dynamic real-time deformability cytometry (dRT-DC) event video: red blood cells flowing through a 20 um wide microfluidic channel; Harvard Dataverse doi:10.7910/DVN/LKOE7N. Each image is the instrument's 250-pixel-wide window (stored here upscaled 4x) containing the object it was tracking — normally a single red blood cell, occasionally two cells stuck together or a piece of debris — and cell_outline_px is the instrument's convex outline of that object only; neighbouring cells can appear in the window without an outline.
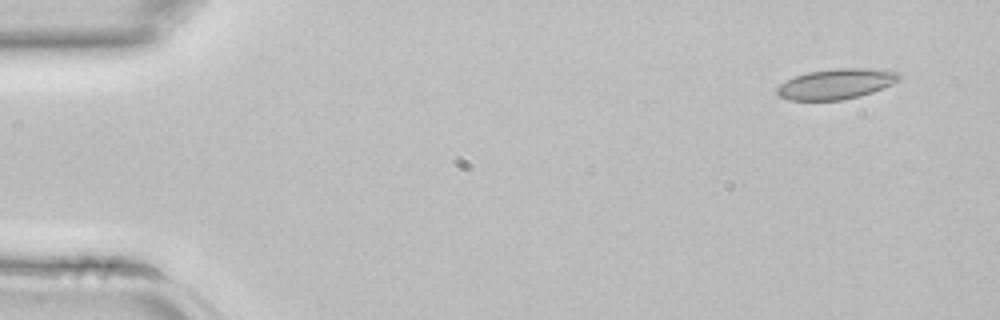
{"species": "common noctule bat (a hibernating species)", "species_latin": "Nyctalus noctula", "temperature_condition": "room temperature", "stored_images_in_passage": 3, "camera_frame_rate_fps": 3000, "um_per_image_px": 0.085, "animal": {"sex": "female", "body_mass_g": 22.7, "forearm_length_mm": 54.2}, "frame": {"image": 1, "passage_image": 1, "time_ms": 0.0, "image_size_px": [1000, 320], "cell_outline_px": [[900, 80], [892, 84], [872, 92], [860, 96], [840, 100], [788, 100], [780, 96], [776, 92], [776, 88], [780, 84], [796, 76], [808, 72], [836, 68], [868, 68], [900, 72]], "centroid_in_image_um": [71.09, 7.13], "position_along_channel_um": 13.9, "area_um2": 21.5}}
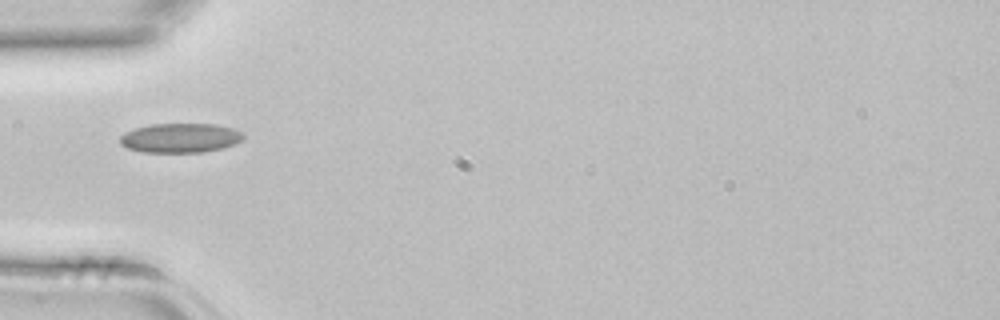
{"frame": {"image": 2, "passage_image": 3, "time_ms": 0.667, "image_size_px": [1000, 320], "cell_outline_px": [[244, 140], [220, 148], [204, 152], [140, 152], [128, 148], [120, 144], [120, 136], [124, 132], [132, 128], [152, 124], [216, 124], [232, 128], [244, 132]], "centroid_in_image_um": [15.3, 11.72], "position_along_channel_um": 69.7, "area_um2": 21.27}}